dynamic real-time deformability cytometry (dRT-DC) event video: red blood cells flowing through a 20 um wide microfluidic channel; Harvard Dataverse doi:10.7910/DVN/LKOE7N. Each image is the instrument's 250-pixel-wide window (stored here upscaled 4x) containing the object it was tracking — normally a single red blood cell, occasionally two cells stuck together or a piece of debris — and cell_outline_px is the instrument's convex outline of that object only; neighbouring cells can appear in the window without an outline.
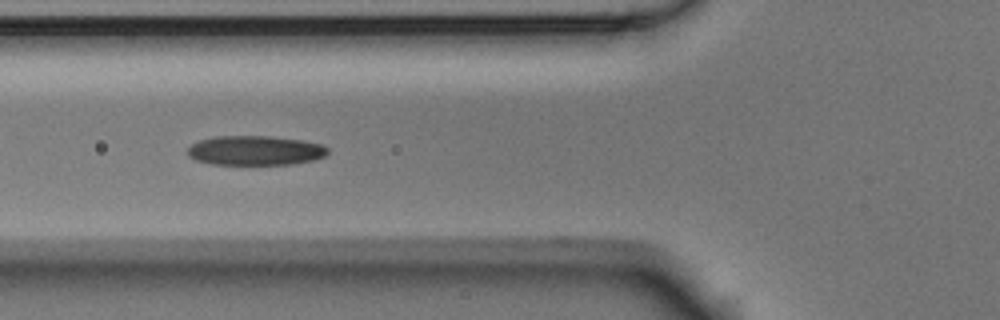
{"species": "Egyptian fruit bat (a non-hibernating species)", "species_latin": "Rousettus aegyptiacus", "temperature_condition": "room temperature", "stored_images_in_passage": 5, "camera_frame_rate_fps": 3000, "um_per_image_px": 0.085, "animal": {"sex": "male"}, "frame": {"image": 1, "passage_image": 5, "time_ms": 1.333, "image_size_px": [1000, 320], "cell_outline_px": [[328, 152], [324, 156], [312, 160], [292, 164], [212, 164], [196, 160], [188, 156], [188, 148], [192, 144], [200, 140], [212, 136], [272, 136], [300, 140], [320, 144], [328, 148]], "centroid_in_image_um": [21.66, 12.78], "position_along_channel_um": 104.1, "area_um2": 23.99}}